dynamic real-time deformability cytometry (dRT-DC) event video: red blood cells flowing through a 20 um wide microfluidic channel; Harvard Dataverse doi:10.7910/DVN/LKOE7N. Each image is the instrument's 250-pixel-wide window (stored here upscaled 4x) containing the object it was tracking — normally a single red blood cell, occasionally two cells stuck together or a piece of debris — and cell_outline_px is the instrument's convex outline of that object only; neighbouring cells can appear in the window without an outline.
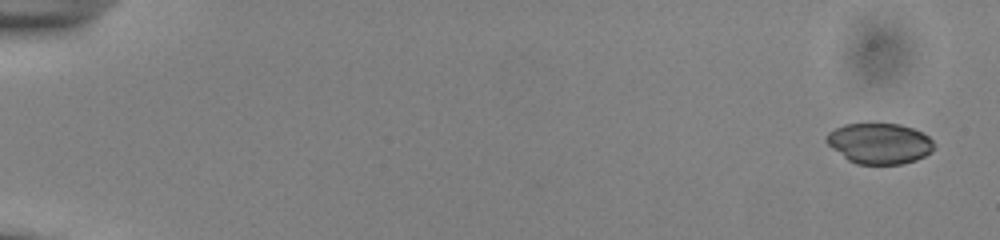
{"species": "common noctule bat (a hibernating species)", "species_latin": "Nyctalus noctula", "temperature_condition": "cold", "stored_images_in_passage": 14, "camera_frame_rate_fps": 3000, "um_per_image_px": 0.085, "animal": {"sex": "male", "body_mass_g": 13.0, "forearm_length_mm": 53.1}, "frame": {"image": 1, "passage_image": 1, "time_ms": 0.0, "image_size_px": [1000, 240], "cell_outline_px": [[936, 148], [932, 152], [916, 160], [900, 164], [856, 164], [848, 160], [832, 148], [824, 140], [828, 132], [844, 124], [900, 124], [912, 128], [928, 136], [932, 140]], "centroid_in_image_um": [74.76, 12.2], "position_along_channel_um": 10.2, "area_um2": 25.49}}